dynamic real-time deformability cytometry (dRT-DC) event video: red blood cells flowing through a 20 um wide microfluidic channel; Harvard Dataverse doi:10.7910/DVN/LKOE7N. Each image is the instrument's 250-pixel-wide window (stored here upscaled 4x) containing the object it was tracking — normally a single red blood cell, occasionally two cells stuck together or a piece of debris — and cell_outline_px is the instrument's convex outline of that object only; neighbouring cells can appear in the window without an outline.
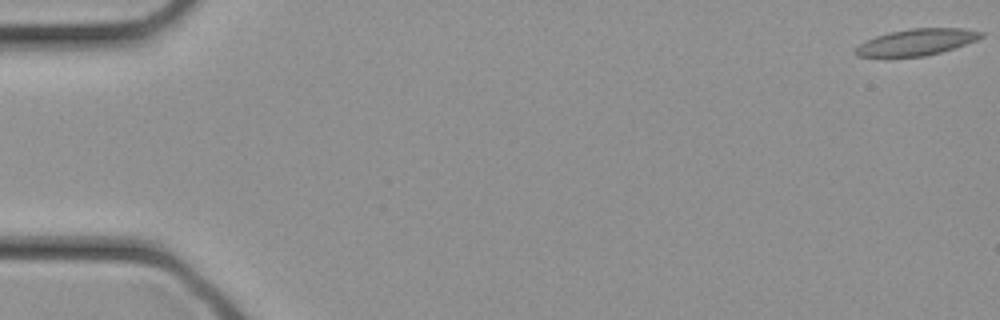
{"species": "common noctule bat (a hibernating species)", "species_latin": "Nyctalus noctula", "temperature_condition": "cold", "stored_images_in_passage": 33, "segment_of_instrument_passage": [1, 2], "camera_frame_rate_fps": 3000, "um_per_image_px": 0.085, "animal": {"sex": "female", "body_mass_g": 21.9}, "frame": {"image": 1, "passage_image": 1, "time_ms": 0.0, "image_size_px": [1000, 320], "cell_outline_px": [[984, 36], [976, 40], [940, 52], [924, 56], [888, 60], [856, 56], [852, 52], [860, 44], [876, 36], [888, 32], [912, 28], [964, 28], [984, 32]], "centroid_in_image_um": [77.8, 3.63], "position_along_channel_um": 7.2, "area_um2": 20.06}}
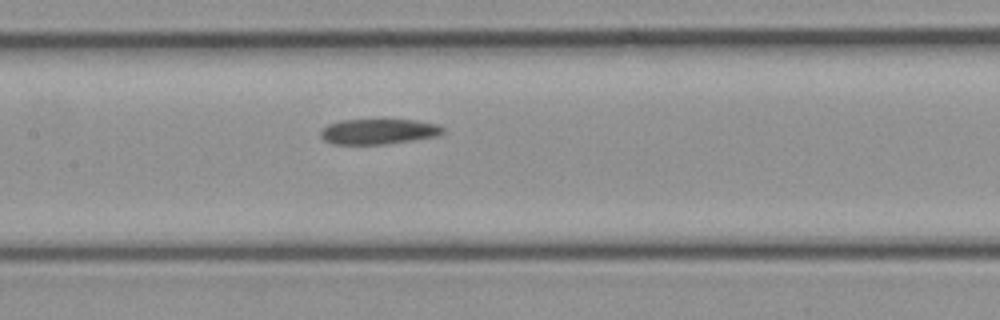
{"frame": {"image": 2, "passage_image": 16, "time_ms": 5.0, "image_size_px": [1000, 320], "cell_outline_px": [[444, 132], [440, 136], [388, 144], [332, 144], [324, 140], [320, 136], [320, 132], [328, 124], [340, 120], [416, 120], [436, 124], [444, 128]], "centroid_in_image_um": [32.19, 11.19], "position_along_channel_um": 175.2, "area_um2": 18.15}}
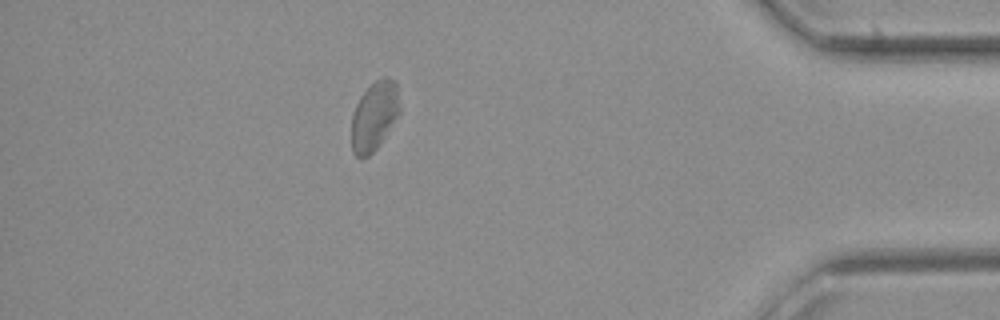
{"frame": {"image": 3, "passage_image": 29, "time_ms": 9.333, "image_size_px": [1000, 320], "cell_outline_px": [[400, 112], [376, 148], [368, 156], [360, 160], [352, 152], [352, 116], [356, 104], [360, 96], [376, 80], [384, 76], [388, 76], [396, 80], [400, 108]], "centroid_in_image_um": [31.81, 9.84], "position_along_channel_um": 403.4, "area_um2": 19.31}}